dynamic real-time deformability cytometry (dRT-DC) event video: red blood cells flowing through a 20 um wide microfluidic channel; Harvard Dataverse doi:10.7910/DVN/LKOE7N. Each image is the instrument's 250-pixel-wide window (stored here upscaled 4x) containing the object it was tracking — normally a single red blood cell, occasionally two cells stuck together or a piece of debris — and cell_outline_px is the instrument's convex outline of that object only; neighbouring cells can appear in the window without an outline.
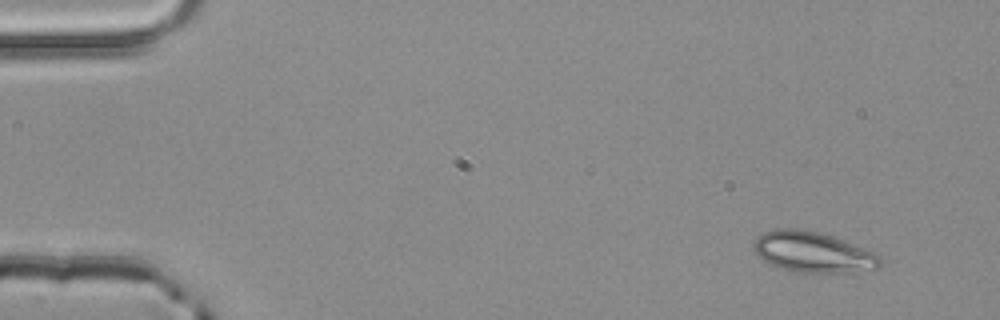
{"species": "common noctule bat (a hibernating species)", "species_latin": "Nyctalus noctula", "temperature_condition": "room temperature", "stored_images_in_passage": 4, "camera_frame_rate_fps": 3000, "um_per_image_px": 0.085, "animal": {"sex": "male", "body_mass_g": 20.4}, "frame": {"image": 1, "passage_image": 1, "time_ms": 0.0, "image_size_px": [1000, 320], "cell_outline_px": [[880, 264], [876, 268], [852, 272], [800, 272], [780, 268], [764, 260], [756, 252], [752, 244], [756, 236], [764, 232], [776, 228], [796, 228], [820, 232], [832, 236], [872, 252], [880, 256]], "centroid_in_image_um": [69.04, 21.41], "position_along_channel_um": 16.0, "area_um2": 29.48}}